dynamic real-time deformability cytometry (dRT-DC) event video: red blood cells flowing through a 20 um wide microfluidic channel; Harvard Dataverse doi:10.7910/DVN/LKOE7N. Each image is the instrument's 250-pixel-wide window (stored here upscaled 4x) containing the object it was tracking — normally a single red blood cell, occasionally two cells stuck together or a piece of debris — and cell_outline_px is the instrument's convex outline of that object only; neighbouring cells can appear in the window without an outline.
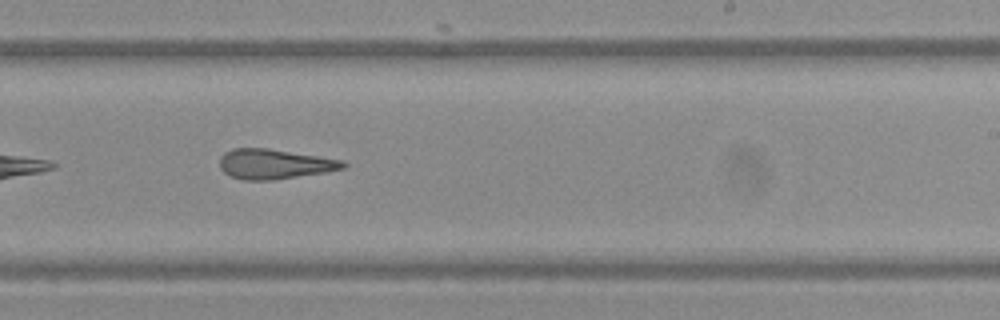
{"species": "Egyptian fruit bat (a non-hibernating species)", "species_latin": "Rousettus aegyptiacus", "temperature_condition": "warm", "stored_images_in_passage": 35, "camera_frame_rate_fps": 3000, "um_per_image_px": 0.085, "frame": {"image": 1, "passage_image": 16, "time_ms": 5.0, "image_size_px": [1000, 320], "cell_outline_px": [[348, 164], [344, 168], [324, 172], [272, 180], [244, 180], [232, 176], [224, 172], [220, 168], [220, 156], [224, 152], [232, 148], [268, 148], [344, 160]], "centroid_in_image_um": [23.31, 13.93], "position_along_channel_um": 265.7, "area_um2": 21.44}}